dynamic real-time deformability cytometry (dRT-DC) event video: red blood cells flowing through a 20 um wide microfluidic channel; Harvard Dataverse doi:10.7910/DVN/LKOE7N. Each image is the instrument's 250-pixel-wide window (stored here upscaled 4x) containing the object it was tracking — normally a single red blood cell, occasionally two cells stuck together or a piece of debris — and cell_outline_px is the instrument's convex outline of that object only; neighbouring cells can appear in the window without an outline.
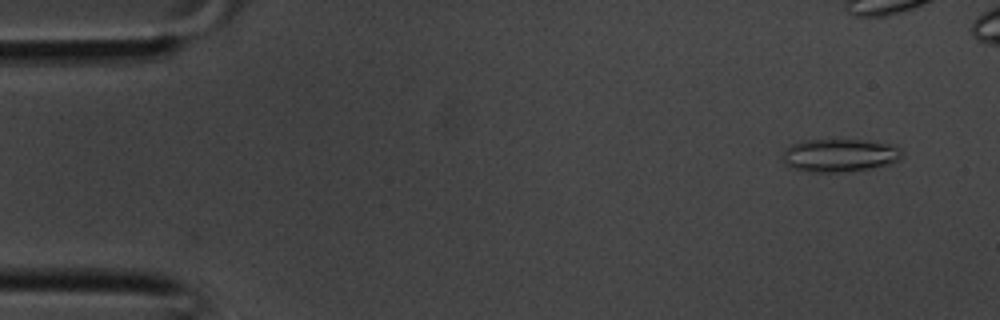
{"species": "common noctule bat (a hibernating species)", "species_latin": "Nyctalus noctula", "temperature_condition": "room temperature", "stored_images_in_passage": 29, "camera_frame_rate_fps": 3000, "um_per_image_px": 0.085, "animal": {"sex": "male", "body_mass_g": 20.1, "forearm_length_mm": 53.5}, "frame": {"image": 1, "passage_image": 2, "time_ms": 0.333, "image_size_px": [1000, 320], "cell_outline_px": [[904, 152], [900, 160], [892, 164], [848, 172], [812, 172], [788, 168], [784, 164], [780, 156], [784, 148], [792, 144], [804, 140], [872, 140], [888, 144], [900, 148]], "centroid_in_image_um": [71.34, 13.21], "position_along_channel_um": 13.7, "area_um2": 23.58}}
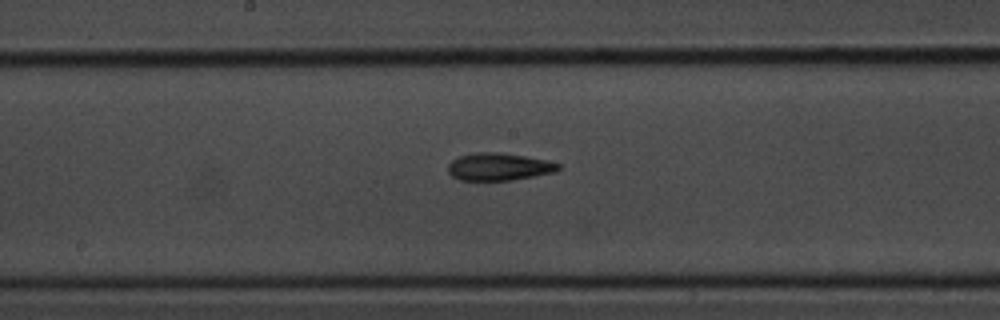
{"frame": {"image": 2, "passage_image": 18, "time_ms": 5.667, "image_size_px": [1000, 320], "cell_outline_px": [[560, 168], [556, 172], [512, 180], [460, 180], [452, 176], [448, 172], [448, 164], [452, 160], [460, 156], [476, 152], [500, 152], [524, 156], [544, 160], [560, 164]], "centroid_in_image_um": [42.39, 14.17], "position_along_channel_um": 205.8, "area_um2": 17.57}}
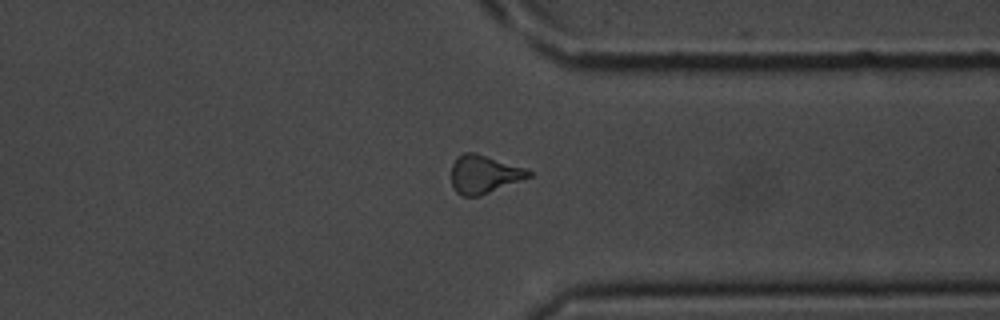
{"frame": {"image": 3, "passage_image": 27, "time_ms": 8.667, "image_size_px": [1000, 320], "cell_outline_px": [[532, 176], [480, 196], [460, 196], [456, 192], [452, 184], [452, 164], [464, 152], [476, 152], [524, 168], [532, 172]], "centroid_in_image_um": [41.13, 14.82], "position_along_channel_um": 370.3, "area_um2": 17.05}}